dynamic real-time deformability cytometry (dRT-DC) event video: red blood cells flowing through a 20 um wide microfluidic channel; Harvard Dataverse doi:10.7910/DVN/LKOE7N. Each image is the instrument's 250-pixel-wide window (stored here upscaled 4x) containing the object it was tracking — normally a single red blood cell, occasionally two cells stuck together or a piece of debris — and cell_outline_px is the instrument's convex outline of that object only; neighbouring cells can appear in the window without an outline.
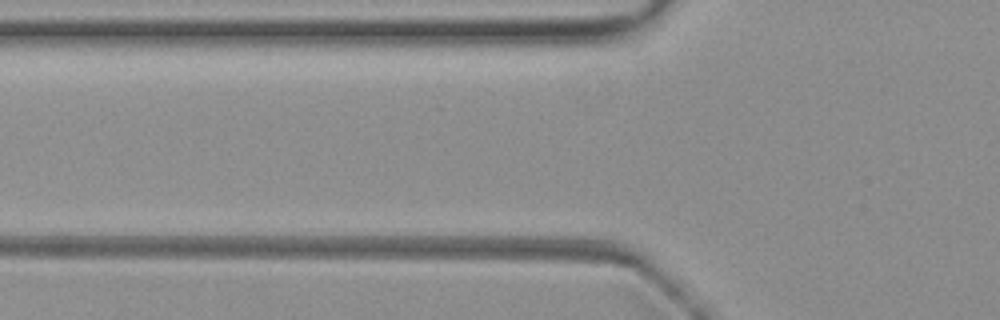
{"species": "common noctule bat (a hibernating species)", "species_latin": "Nyctalus noctula", "temperature_condition": "warm", "stored_images_in_passage": 3, "camera_frame_rate_fps": 3000, "um_per_image_px": 0.085, "animal": {"sex": "female", "body_mass_g": 19.3, "forearm_length_mm": 54.1}, "frame": {"image": 1, "passage_image": 2, "time_ms": 0.333, "image_size_px": [1000, 320], "cell_outline_px": [[572, 184], [568, 188], [556, 192], [460, 192], [444, 184], [448, 180], [564, 180]], "centroid_in_image_um": [43.21, 15.79], "position_along_channel_um": 82.6, "area_um2": 10.12}}